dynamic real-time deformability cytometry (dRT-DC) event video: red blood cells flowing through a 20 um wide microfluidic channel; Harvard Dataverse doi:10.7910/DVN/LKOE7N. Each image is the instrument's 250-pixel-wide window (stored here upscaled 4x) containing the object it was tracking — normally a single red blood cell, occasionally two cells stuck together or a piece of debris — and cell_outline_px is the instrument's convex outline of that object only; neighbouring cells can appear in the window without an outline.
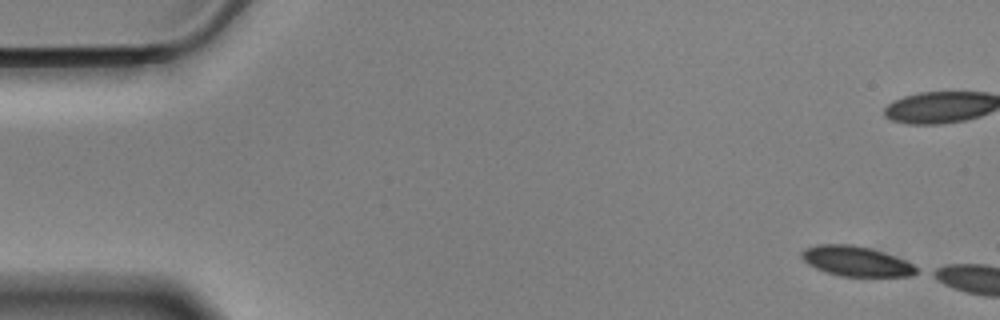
{"species": "Egyptian fruit bat (a non-hibernating species)", "species_latin": "Rousettus aegyptiacus", "temperature_condition": "cold", "stored_images_in_passage": 5, "camera_frame_rate_fps": 3000, "um_per_image_px": 0.085, "animal": {"sex": "male"}, "frame": {"image": 1, "passage_image": 1, "time_ms": 0.0, "image_size_px": [1000, 320], "cell_outline_px": [[920, 272], [912, 276], [840, 276], [816, 268], [808, 264], [800, 256], [800, 252], [804, 248], [816, 244], [852, 244], [884, 252], [904, 260], [920, 268]], "centroid_in_image_um": [72.77, 22.2], "position_along_channel_um": 12.2, "area_um2": 20.11}}